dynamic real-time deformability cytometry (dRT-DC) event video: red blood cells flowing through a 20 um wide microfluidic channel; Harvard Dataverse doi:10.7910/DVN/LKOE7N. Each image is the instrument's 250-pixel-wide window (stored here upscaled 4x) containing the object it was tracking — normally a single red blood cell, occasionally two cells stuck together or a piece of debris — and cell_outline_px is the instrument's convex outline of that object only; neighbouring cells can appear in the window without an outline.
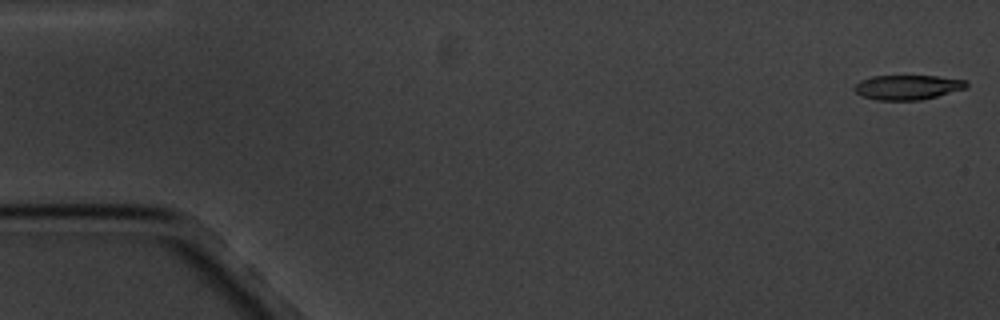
{"species": "common noctule bat (a hibernating species)", "species_latin": "Nyctalus noctula", "temperature_condition": "cold", "stored_images_in_passage": 6, "segment_of_instrument_passage": [1, 2], "camera_frame_rate_fps": 3000, "um_per_image_px": 0.085, "animal": {"sex": "male", "body_mass_g": 20.1, "forearm_length_mm": 53.5}, "frame": {"image": 1, "passage_image": 1, "time_ms": 0.0, "image_size_px": [1000, 320], "cell_outline_px": [[968, 84], [964, 88], [936, 96], [920, 100], [876, 100], [864, 96], [856, 92], [852, 88], [860, 80], [872, 76], [936, 76], [964, 80]], "centroid_in_image_um": [77.08, 7.41], "position_along_channel_um": 7.9, "area_um2": 15.84}}
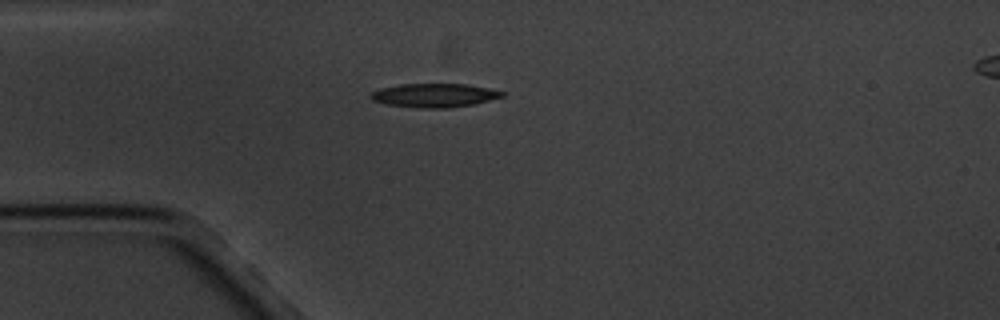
{"frame": {"image": 2, "passage_image": 5, "time_ms": 4.667, "image_size_px": [1000, 320], "cell_outline_px": [[504, 96], [472, 104], [448, 108], [420, 108], [384, 104], [372, 100], [368, 96], [372, 92], [380, 88], [400, 84], [468, 84], [488, 88], [504, 92]], "centroid_in_image_um": [36.87, 8.1], "position_along_channel_um": 48.1, "area_um2": 18.15}}